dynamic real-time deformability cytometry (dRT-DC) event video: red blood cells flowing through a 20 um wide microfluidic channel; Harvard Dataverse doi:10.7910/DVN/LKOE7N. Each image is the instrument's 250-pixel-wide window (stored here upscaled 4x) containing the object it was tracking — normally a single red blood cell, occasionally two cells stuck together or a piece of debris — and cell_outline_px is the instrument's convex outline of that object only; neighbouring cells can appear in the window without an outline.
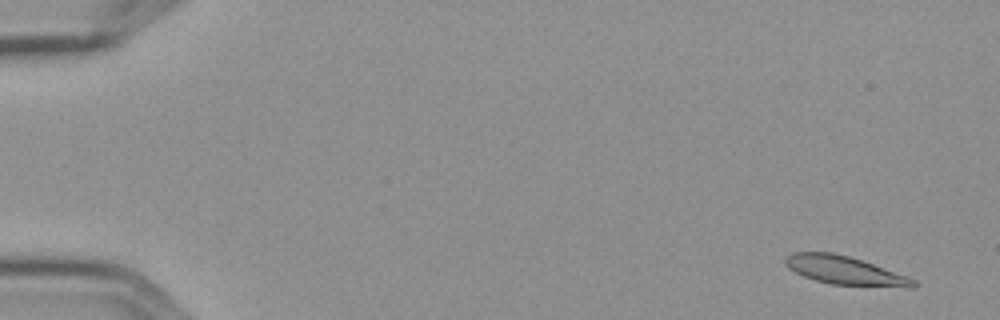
{"species": "Egyptian fruit bat (a non-hibernating species)", "species_latin": "Rousettus aegyptiacus", "temperature_condition": "cold", "stored_images_in_passage": 5, "camera_frame_rate_fps": 3000, "um_per_image_px": 0.085, "frame": {"image": 1, "passage_image": 1, "time_ms": 0.0, "image_size_px": [1000, 320], "cell_outline_px": [[920, 284], [916, 288], [908, 288], [832, 284], [816, 280], [804, 276], [788, 268], [784, 264], [784, 260], [792, 252], [832, 252], [848, 256], [872, 264], [916, 280]], "centroid_in_image_um": [71.83, 23.0], "position_along_channel_um": 13.2, "area_um2": 21.1}}
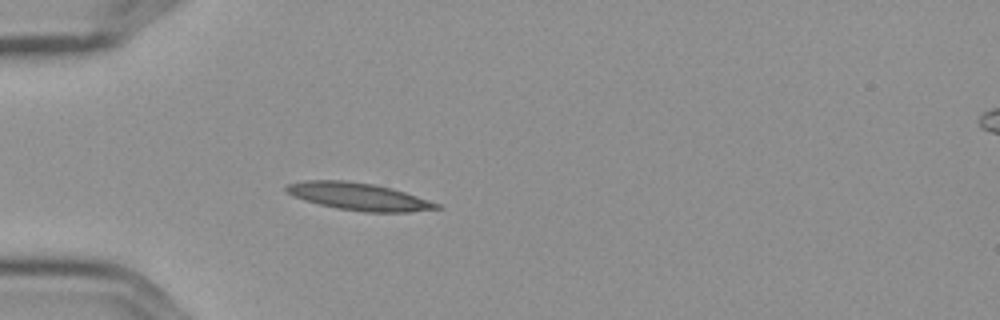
{"frame": {"image": 2, "passage_image": 5, "time_ms": 1.333, "image_size_px": [1000, 320], "cell_outline_px": [[444, 208], [408, 212], [364, 212], [336, 208], [304, 200], [292, 196], [284, 188], [288, 184], [304, 180], [344, 180], [372, 184], [392, 188], [440, 204]], "centroid_in_image_um": [30.48, 16.71], "position_along_channel_um": 54.5, "area_um2": 23.87}}